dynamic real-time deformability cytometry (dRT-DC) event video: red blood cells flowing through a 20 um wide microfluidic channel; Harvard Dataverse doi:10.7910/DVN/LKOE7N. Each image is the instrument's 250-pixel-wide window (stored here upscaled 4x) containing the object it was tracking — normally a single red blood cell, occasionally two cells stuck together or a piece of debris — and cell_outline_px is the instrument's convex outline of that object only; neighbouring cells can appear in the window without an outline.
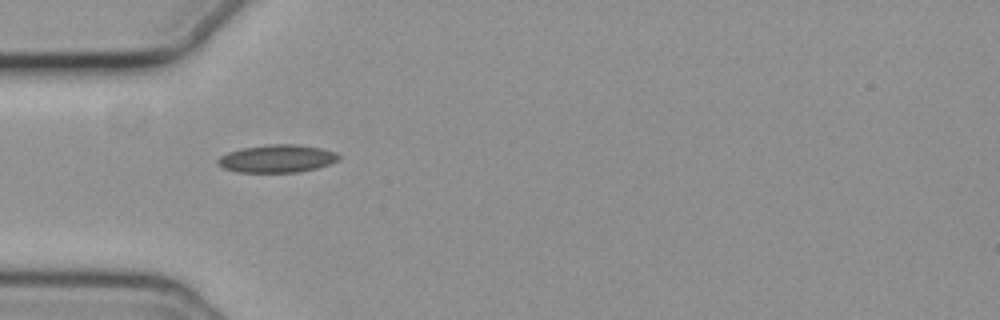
{"species": "common noctule bat (a hibernating species)", "species_latin": "Nyctalus noctula", "temperature_condition": "cold", "stored_images_in_passage": 39, "camera_frame_rate_fps": 3000, "um_per_image_px": 0.085, "animal": {"sex": "female", "body_mass_g": 19.3, "forearm_length_mm": 54.1}, "frame": {"image": 1, "passage_image": 1, "time_ms": 0.0, "image_size_px": [1000, 320], "cell_outline_px": [[340, 160], [316, 168], [300, 172], [240, 172], [224, 168], [216, 164], [216, 160], [220, 156], [228, 152], [244, 148], [268, 144], [296, 144], [320, 148], [336, 152], [340, 156]], "centroid_in_image_um": [23.55, 13.48], "position_along_channel_um": 61.4, "area_um2": 19.54}}
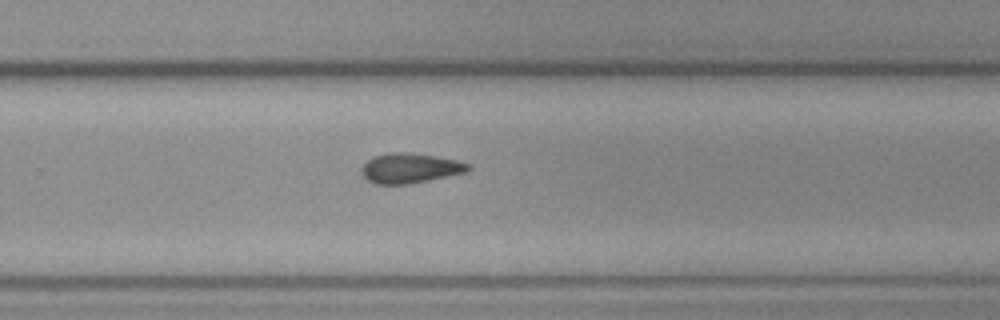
{"frame": {"image": 2, "passage_image": 20, "time_ms": 6.333, "image_size_px": [1000, 320], "cell_outline_px": [[472, 168], [468, 172], [412, 184], [376, 184], [368, 180], [360, 172], [360, 168], [372, 156], [392, 152], [404, 152], [436, 156], [456, 160], [472, 164]], "centroid_in_image_um": [34.88, 14.3], "position_along_channel_um": 294.9, "area_um2": 18.84}}
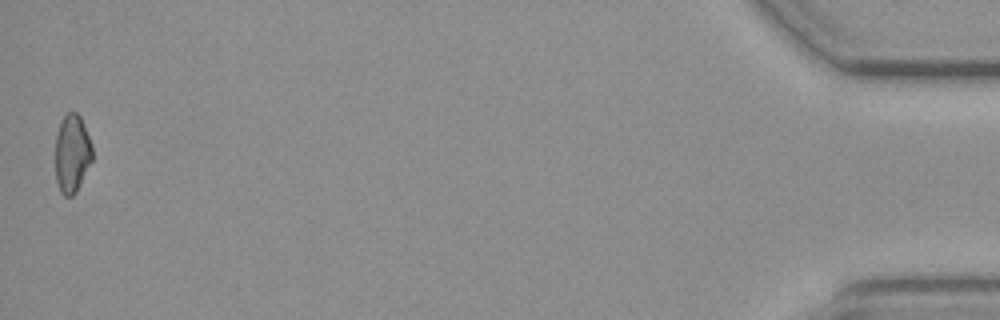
{"frame": {"image": 3, "passage_image": 39, "time_ms": 12.667, "image_size_px": [1000, 320], "cell_outline_px": [[92, 160], [76, 192], [72, 196], [64, 196], [60, 192], [56, 180], [56, 136], [60, 124], [64, 116], [68, 112], [76, 112], [80, 116], [84, 124], [92, 144]], "centroid_in_image_um": [6.13, 13.06], "position_along_channel_um": 429.1, "area_um2": 16.76}, "authors_computed_cell_mechanics": {"area_um2": 18.0336, "velocity_mm_per_s": 3.7289, "shape_relaxation_time_tau1_ms": null, "shape_relaxation_time_tau2_ms": 5.4736, "deformation_change_tau1": null, "deformation_change_tau2": 0.1044}}